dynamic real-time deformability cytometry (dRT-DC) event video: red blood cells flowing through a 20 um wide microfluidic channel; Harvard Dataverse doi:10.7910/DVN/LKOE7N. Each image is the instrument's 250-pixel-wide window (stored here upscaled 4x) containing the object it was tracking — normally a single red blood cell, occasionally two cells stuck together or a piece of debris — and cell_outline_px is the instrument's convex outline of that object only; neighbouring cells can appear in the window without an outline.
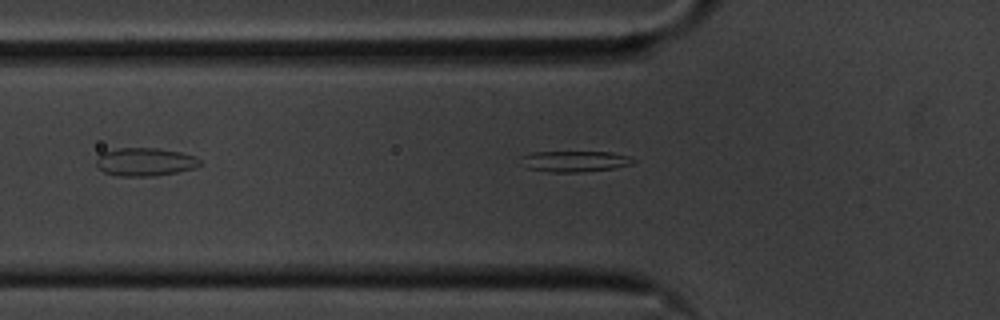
{"species": "common noctule bat (a hibernating species)", "species_latin": "Nyctalus noctula", "temperature_condition": "cold", "stored_images_in_passage": 44, "camera_frame_rate_fps": 3000, "um_per_image_px": 0.085, "animal": {"sex": "male", "body_mass_g": 20.1, "forearm_length_mm": 53.5}, "frame": {"image": 1, "passage_image": 7, "time_ms": 2.0, "image_size_px": [1000, 320], "cell_outline_px": [[636, 160], [632, 164], [616, 168], [580, 172], [548, 172], [528, 168], [520, 156], [532, 152], [612, 152], [632, 156]], "centroid_in_image_um": [48.93, 13.7], "position_along_channel_um": 76.9, "area_um2": 13.76}}
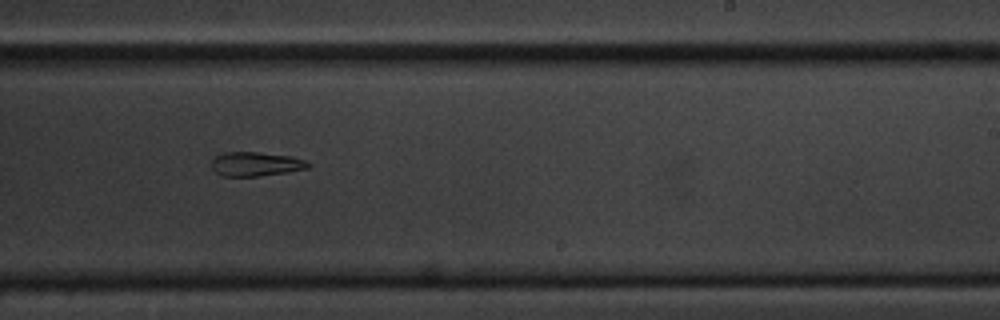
{"frame": {"image": 2, "passage_image": 23, "time_ms": 7.333, "image_size_px": [1000, 320], "cell_outline_px": [[312, 164], [308, 168], [288, 172], [260, 176], [220, 176], [212, 168], [212, 160], [216, 156], [224, 152], [256, 152], [292, 156], [308, 160]], "centroid_in_image_um": [21.78, 13.94], "position_along_channel_um": 267.2, "area_um2": 13.76}}
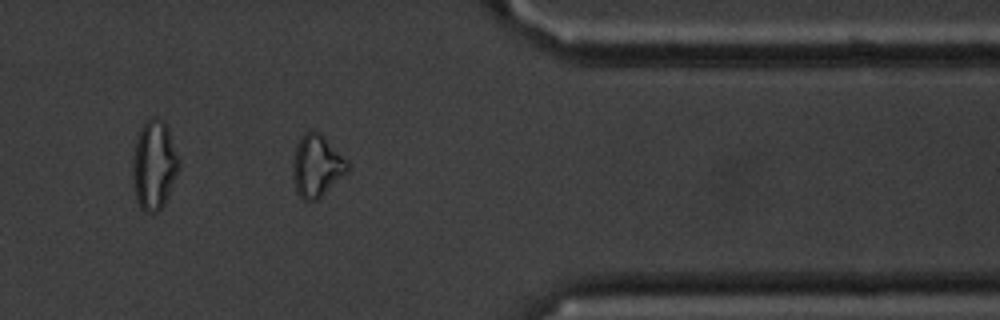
{"frame": {"image": 3, "passage_image": 34, "time_ms": 11.0, "image_size_px": [1000, 320], "cell_outline_px": [[348, 172], [316, 200], [304, 200], [296, 192], [292, 176], [292, 164], [296, 144], [304, 132], [312, 128], [320, 132], [348, 164]], "centroid_in_image_um": [26.87, 14.08], "position_along_channel_um": 384.5, "area_um2": 19.59}, "authors_computed_cell_mechanics": {"area_um2": 14.4211, "velocity_mm_per_s": 3.5567, "shape_relaxation_time_tau1_ms": null, "shape_relaxation_time_tau2_ms": 3.4962, "deformation_change_tau1": null, "deformation_change_tau2": 0.1348}}